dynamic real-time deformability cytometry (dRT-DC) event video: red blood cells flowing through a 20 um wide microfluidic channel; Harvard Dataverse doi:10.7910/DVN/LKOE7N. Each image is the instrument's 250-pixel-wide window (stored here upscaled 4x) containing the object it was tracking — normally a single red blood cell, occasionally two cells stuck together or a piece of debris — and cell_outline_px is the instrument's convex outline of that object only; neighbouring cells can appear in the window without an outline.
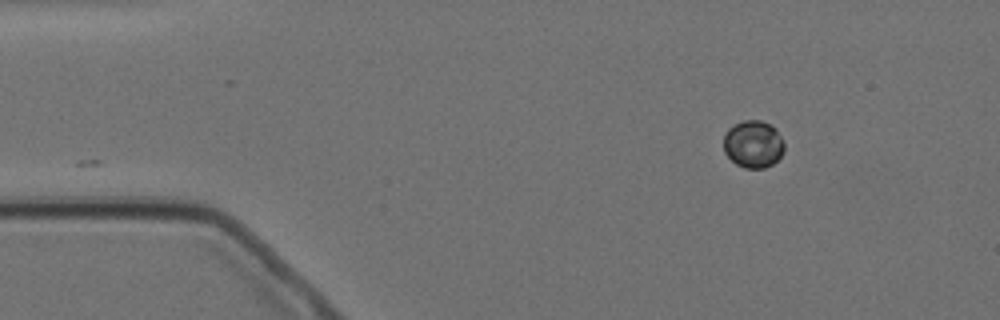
{"species": "Egyptian fruit bat (a non-hibernating species)", "species_latin": "Rousettus aegyptiacus", "temperature_condition": "cold", "stored_images_in_passage": 2, "camera_frame_rate_fps": 3000, "um_per_image_px": 0.085, "animal": {"sex": "female"}, "frame": {"image": 1, "passage_image": 2, "time_ms": 2.0, "image_size_px": [1000, 320], "cell_outline_px": [[784, 152], [772, 164], [764, 168], [744, 168], [736, 164], [724, 152], [724, 136], [728, 128], [744, 120], [760, 120], [776, 128], [784, 140]], "centroid_in_image_um": [64.04, 12.25], "position_along_channel_um": 21.0, "area_um2": 16.76}}